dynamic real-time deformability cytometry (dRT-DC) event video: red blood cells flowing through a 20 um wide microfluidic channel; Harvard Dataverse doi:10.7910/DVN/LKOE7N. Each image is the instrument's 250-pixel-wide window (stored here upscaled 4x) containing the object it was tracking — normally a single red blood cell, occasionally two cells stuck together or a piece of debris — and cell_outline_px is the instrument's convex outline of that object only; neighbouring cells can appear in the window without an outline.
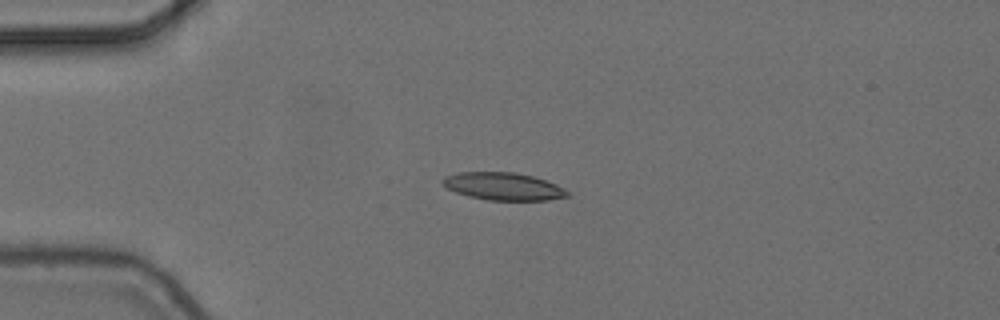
{"species": "common noctule bat (a hibernating species)", "species_latin": "Nyctalus noctula", "temperature_condition": "cold", "stored_images_in_passage": 6, "camera_frame_rate_fps": 3000, "um_per_image_px": 0.085, "animal": {"sex": "female", "body_mass_g": 24.6, "forearm_length_mm": 56.2}, "frame": {"image": 1, "passage_image": 3, "time_ms": 0.667, "image_size_px": [1000, 320], "cell_outline_px": [[568, 196], [548, 200], [488, 200], [468, 196], [456, 192], [448, 188], [440, 180], [444, 176], [456, 172], [512, 172], [532, 176], [556, 184], [564, 188], [568, 192]], "centroid_in_image_um": [42.75, 15.83], "position_along_channel_um": 42.3, "area_um2": 19.94}}
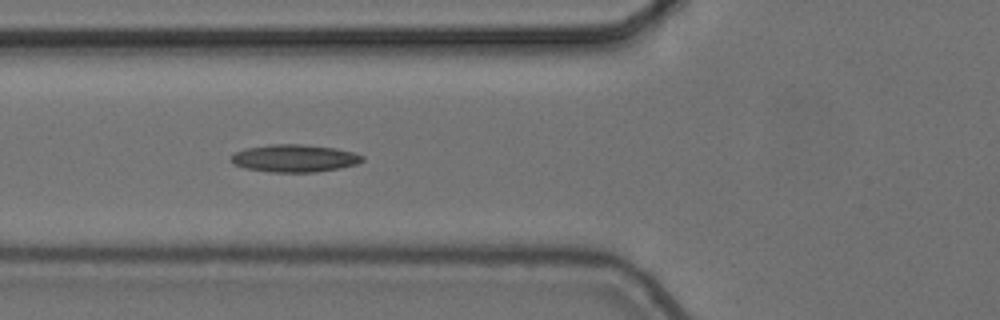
{"frame": {"image": 2, "passage_image": 5, "time_ms": 1.333, "image_size_px": [1000, 320], "cell_outline_px": [[364, 160], [356, 164], [340, 168], [316, 172], [268, 172], [244, 168], [232, 164], [228, 160], [236, 152], [244, 148], [272, 144], [300, 144], [336, 148], [352, 152], [364, 156]], "centroid_in_image_um": [24.99, 13.46], "position_along_channel_um": 100.8, "area_um2": 21.21}}
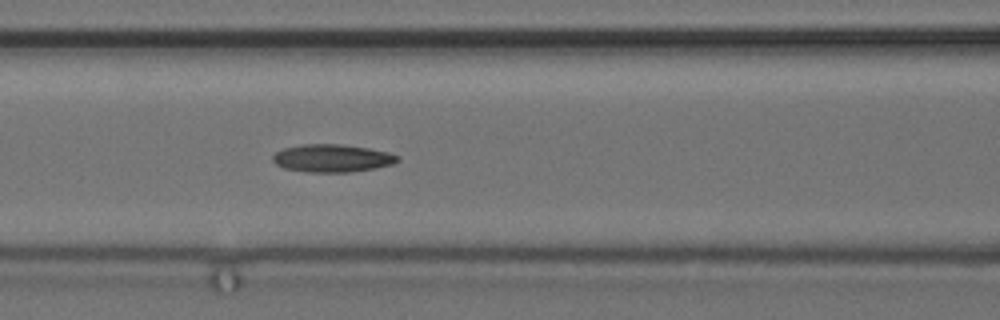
{"frame": {"image": 3, "passage_image": 6, "time_ms": 1.667, "image_size_px": [1000, 320], "cell_outline_px": [[400, 160], [392, 164], [376, 168], [348, 172], [308, 172], [284, 168], [276, 164], [272, 160], [272, 156], [276, 152], [284, 148], [304, 144], [340, 144], [368, 148], [388, 152], [400, 156]], "centroid_in_image_um": [28.24, 13.45], "position_along_channel_um": 138.4, "area_um2": 20.17}}